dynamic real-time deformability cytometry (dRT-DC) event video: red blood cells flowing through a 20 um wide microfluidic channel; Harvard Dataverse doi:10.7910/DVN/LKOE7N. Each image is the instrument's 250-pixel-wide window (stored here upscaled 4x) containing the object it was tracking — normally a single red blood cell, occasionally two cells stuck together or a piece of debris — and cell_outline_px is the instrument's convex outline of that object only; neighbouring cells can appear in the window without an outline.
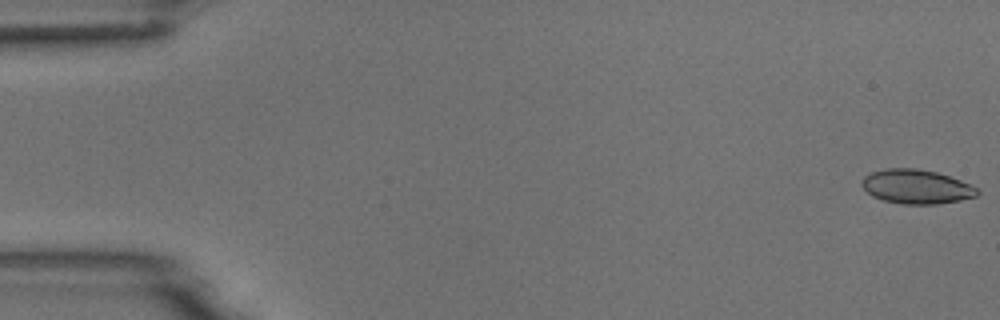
{"species": "common noctule bat (a hibernating species)", "species_latin": "Nyctalus noctula", "temperature_condition": "room temperature", "stored_images_in_passage": 54, "camera_frame_rate_fps": 3000, "um_per_image_px": 0.085, "animal": {"sex": "male", "body_mass_g": 18.8}, "frame": {"image": 1, "passage_image": 1, "time_ms": 0.0, "image_size_px": [1000, 320], "cell_outline_px": [[980, 192], [976, 196], [960, 200], [936, 204], [904, 204], [884, 200], [872, 196], [860, 184], [864, 176], [872, 172], [888, 168], [916, 168], [936, 172], [960, 180], [980, 188]], "centroid_in_image_um": [77.91, 15.86], "position_along_channel_um": 7.1, "area_um2": 22.95}}
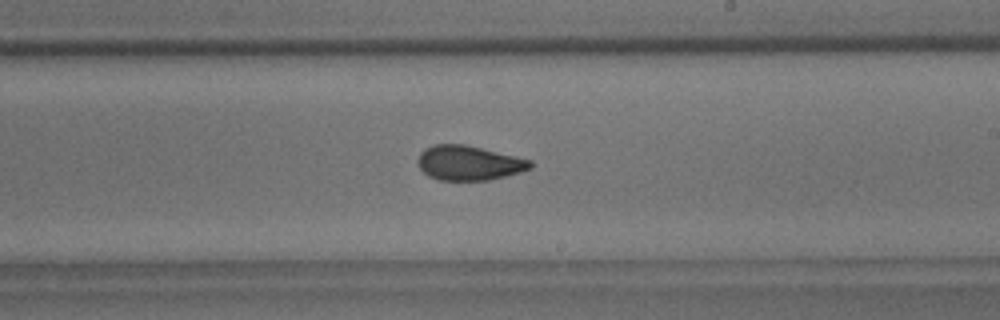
{"frame": {"image": 2, "passage_image": 32, "time_ms": 10.333, "image_size_px": [1000, 320], "cell_outline_px": [[532, 168], [520, 172], [488, 180], [440, 180], [428, 176], [420, 168], [420, 152], [424, 148], [432, 144], [464, 144], [516, 156], [532, 160]], "centroid_in_image_um": [39.87, 13.84], "position_along_channel_um": 249.1, "area_um2": 22.54}}
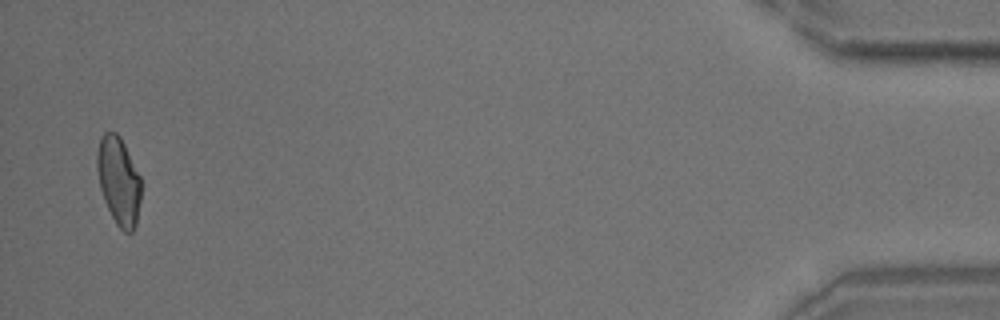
{"frame": {"image": 3, "passage_image": 53, "time_ms": 17.333, "image_size_px": [1000, 320], "cell_outline_px": [[140, 200], [136, 224], [132, 232], [124, 232], [116, 224], [104, 200], [100, 188], [96, 168], [96, 156], [100, 140], [104, 132], [116, 132], [120, 136], [140, 176]], "centroid_in_image_um": [10.07, 15.37], "position_along_channel_um": 425.1, "area_um2": 22.37}, "authors_computed_cell_mechanics": {"area_um2": 22.9466, "velocity_mm_per_s": 3.7308, "shape_relaxation_time_tau1_ms": 6.3009, "shape_relaxation_time_tau2_ms": 1.5032, "deformation_change_tau1": 0.1611, "deformation_change_tau2": 0.0748}}